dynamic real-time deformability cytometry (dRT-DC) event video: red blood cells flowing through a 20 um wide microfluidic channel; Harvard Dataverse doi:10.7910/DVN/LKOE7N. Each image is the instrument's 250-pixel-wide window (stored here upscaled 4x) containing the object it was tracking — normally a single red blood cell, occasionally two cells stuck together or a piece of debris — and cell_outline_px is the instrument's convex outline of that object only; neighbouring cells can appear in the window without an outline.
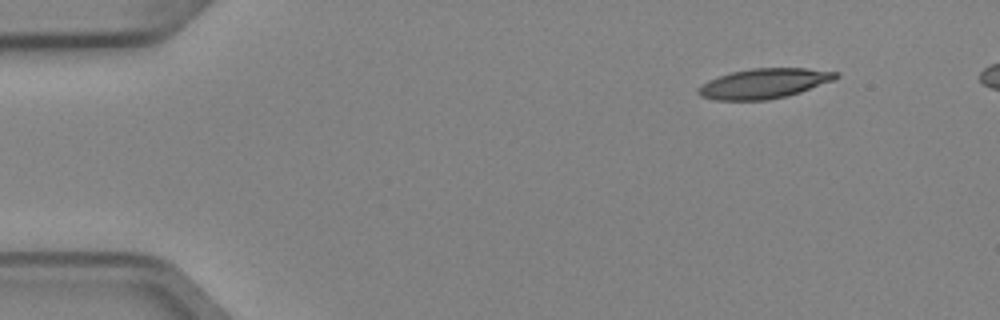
{"species": "Egyptian fruit bat (a non-hibernating species)", "species_latin": "Rousettus aegyptiacus", "temperature_condition": "cold", "stored_images_in_passage": 5, "camera_frame_rate_fps": 3000, "um_per_image_px": 0.085, "animal": {"sex": "female"}, "frame": {"image": 1, "passage_image": 1, "time_ms": 0.0, "image_size_px": [1000, 320], "cell_outline_px": [[840, 76], [836, 80], [788, 96], [768, 100], [716, 100], [700, 96], [696, 92], [696, 88], [700, 84], [708, 80], [732, 72], [752, 68], [808, 68], [840, 72]], "centroid_in_image_um": [64.97, 7.1], "position_along_channel_um": 20.0, "area_um2": 24.33}}
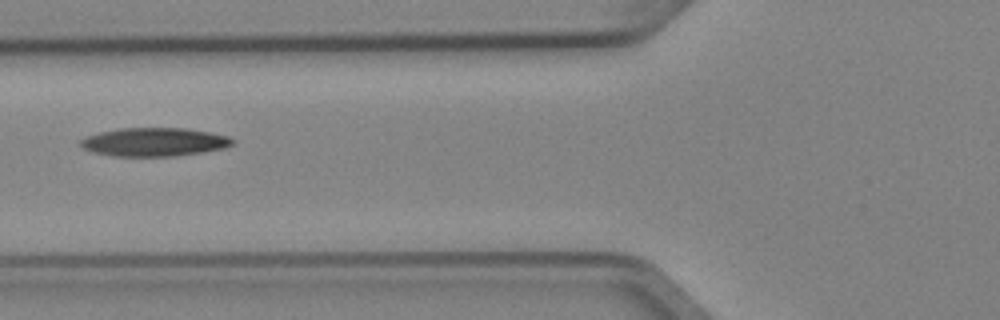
{"frame": {"image": 2, "passage_image": 5, "time_ms": 1.333, "image_size_px": [1000, 320], "cell_outline_px": [[236, 140], [232, 144], [224, 148], [204, 152], [176, 156], [112, 156], [92, 152], [84, 148], [80, 144], [80, 140], [88, 136], [100, 132], [120, 128], [184, 128], [208, 132], [228, 136]], "centroid_in_image_um": [13.12, 12.07], "position_along_channel_um": 112.7, "area_um2": 25.2}}